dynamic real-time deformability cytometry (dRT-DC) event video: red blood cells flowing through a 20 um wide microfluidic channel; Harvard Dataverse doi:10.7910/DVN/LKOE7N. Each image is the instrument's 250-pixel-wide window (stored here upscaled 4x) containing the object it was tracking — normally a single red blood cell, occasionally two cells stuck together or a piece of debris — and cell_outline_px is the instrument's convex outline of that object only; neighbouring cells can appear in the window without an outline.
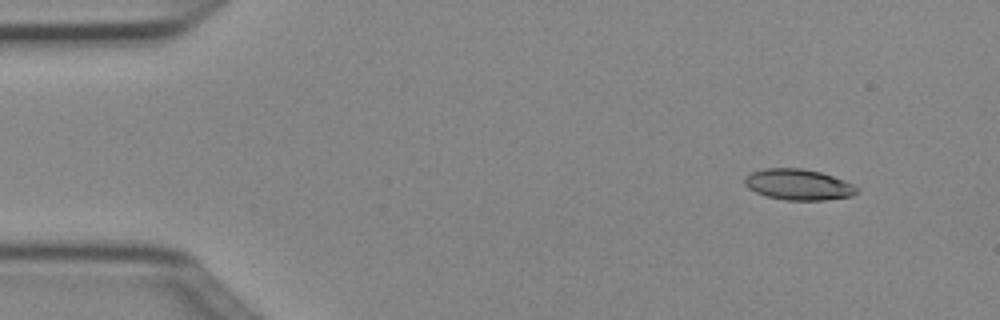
{"species": "Egyptian fruit bat (a non-hibernating species)", "species_latin": "Rousettus aegyptiacus", "temperature_condition": "cold", "stored_images_in_passage": 6, "camera_frame_rate_fps": 3000, "um_per_image_px": 0.085, "animal": {"sex": "female"}, "frame": {"image": 1, "passage_image": 2, "time_ms": 0.333, "image_size_px": [1000, 320], "cell_outline_px": [[860, 188], [852, 196], [824, 200], [784, 200], [768, 196], [756, 192], [748, 188], [744, 184], [744, 176], [752, 172], [764, 168], [800, 168], [820, 172], [844, 180]], "centroid_in_image_um": [67.85, 15.68], "position_along_channel_um": 17.2, "area_um2": 20.17}}
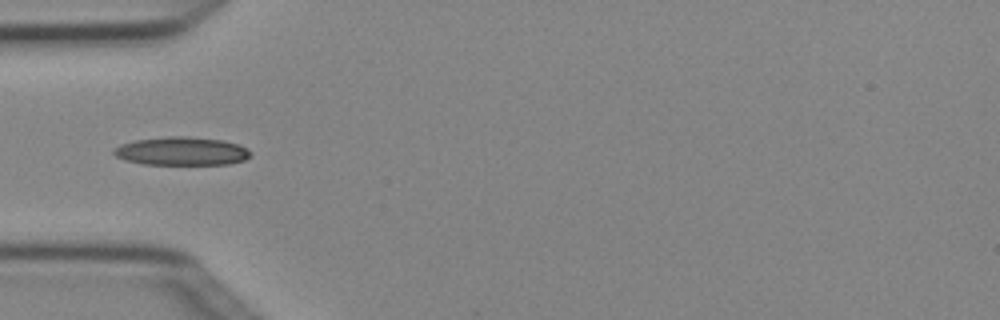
{"frame": {"image": 2, "passage_image": 5, "time_ms": 1.333, "image_size_px": [1000, 320], "cell_outline_px": [[252, 156], [244, 160], [228, 164], [144, 164], [124, 160], [116, 156], [112, 152], [112, 148], [120, 144], [136, 140], [168, 136], [188, 136], [224, 140], [240, 144], [248, 148], [252, 152]], "centroid_in_image_um": [15.46, 12.84], "position_along_channel_um": 69.5, "area_um2": 22.89}}
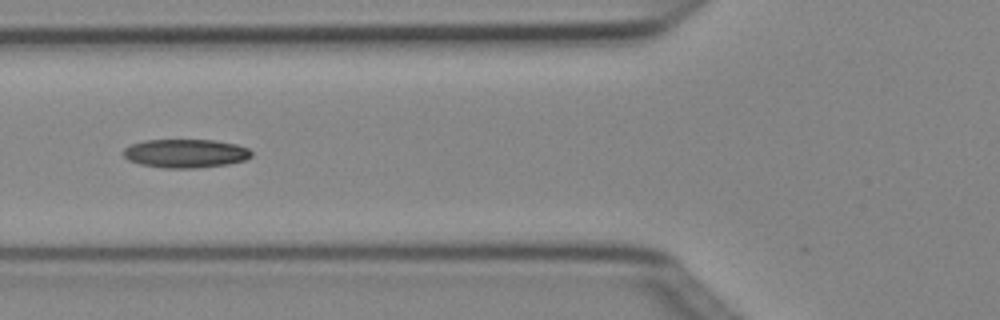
{"frame": {"image": 3, "passage_image": 6, "time_ms": 1.667, "image_size_px": [1000, 320], "cell_outline_px": [[252, 156], [244, 160], [228, 164], [196, 168], [164, 168], [140, 164], [128, 160], [124, 156], [124, 148], [132, 144], [144, 140], [212, 140], [236, 144], [248, 148], [252, 152]], "centroid_in_image_um": [15.77, 13.04], "position_along_channel_um": 110.0, "area_um2": 21.33}}